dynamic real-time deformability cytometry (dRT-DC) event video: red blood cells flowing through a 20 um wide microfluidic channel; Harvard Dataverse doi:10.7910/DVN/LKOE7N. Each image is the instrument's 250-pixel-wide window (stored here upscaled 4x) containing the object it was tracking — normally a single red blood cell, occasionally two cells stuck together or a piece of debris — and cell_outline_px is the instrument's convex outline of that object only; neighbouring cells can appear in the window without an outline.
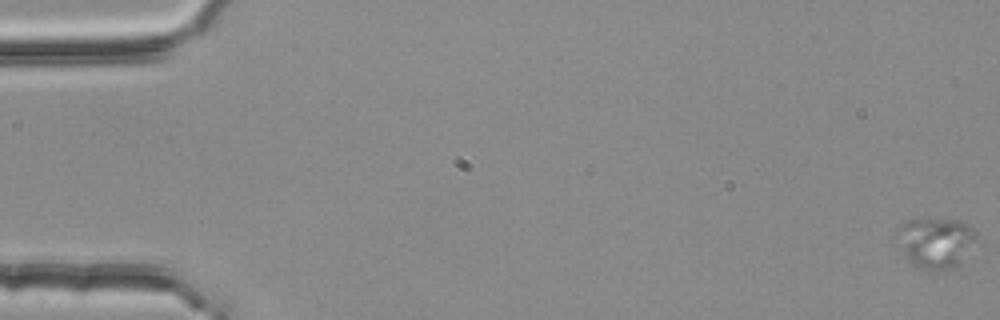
{"species": "common noctule bat (a hibernating species)", "species_latin": "Nyctalus noctula", "temperature_condition": "room temperature", "stored_images_in_passage": 56, "camera_frame_rate_fps": 3000, "um_per_image_px": 0.085, "animal": {"sex": "female", "body_mass_g": 25.1}, "frame": {"image": 1, "passage_image": 1, "time_ms": 0.0, "image_size_px": [1000, 320], "cell_outline_px": [[976, 236], [956, 264], [948, 268], [936, 272], [932, 272], [920, 268], [912, 264], [908, 260], [904, 252], [896, 232], [896, 228], [904, 220], [920, 216], [936, 216], [956, 220], [972, 228]], "centroid_in_image_um": [79.41, 20.53], "position_along_channel_um": 5.6, "area_um2": 23.29}}
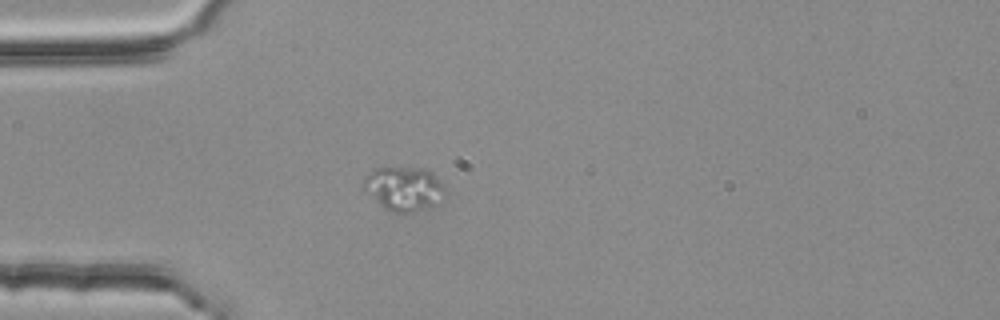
{"frame": {"image": 2, "passage_image": 17, "time_ms": 5.333, "image_size_px": [1000, 320], "cell_outline_px": [[444, 196], [412, 212], [392, 212], [384, 208], [360, 184], [376, 168], [424, 168], [432, 172], [444, 184]], "centroid_in_image_um": [34.31, 16.0], "position_along_channel_um": 50.7, "area_um2": 20.06}}